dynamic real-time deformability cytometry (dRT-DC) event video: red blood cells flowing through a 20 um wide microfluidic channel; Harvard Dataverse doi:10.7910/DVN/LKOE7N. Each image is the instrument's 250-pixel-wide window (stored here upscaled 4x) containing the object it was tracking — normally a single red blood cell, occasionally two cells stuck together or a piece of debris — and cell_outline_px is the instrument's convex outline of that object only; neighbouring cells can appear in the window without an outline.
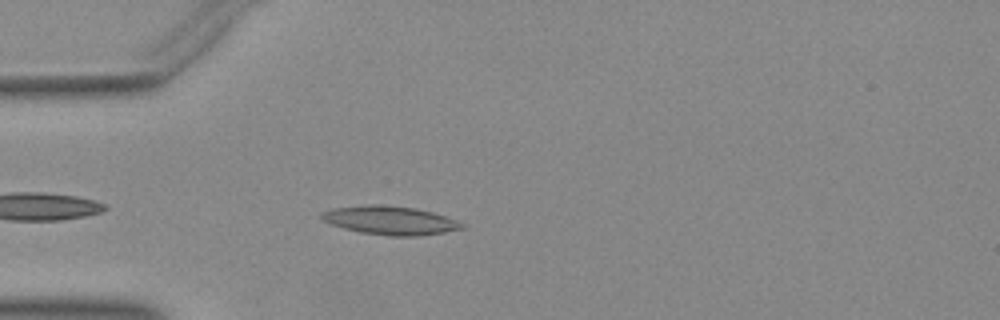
{"species": "Egyptian fruit bat (a non-hibernating species)", "species_latin": "Rousettus aegyptiacus", "temperature_condition": "warm", "stored_images_in_passage": 34, "camera_frame_rate_fps": 3000, "um_per_image_px": 0.085, "animal": {"sex": "female"}, "frame": {"image": 1, "passage_image": 4, "time_ms": 1.0, "image_size_px": [1000, 320], "cell_outline_px": [[464, 228], [444, 232], [416, 236], [388, 236], [360, 232], [344, 228], [332, 224], [324, 220], [320, 216], [320, 212], [332, 208], [364, 204], [380, 204], [416, 208], [432, 212], [456, 220], [464, 224]], "centroid_in_image_um": [33.13, 18.72], "position_along_channel_um": 51.9, "area_um2": 23.41}}
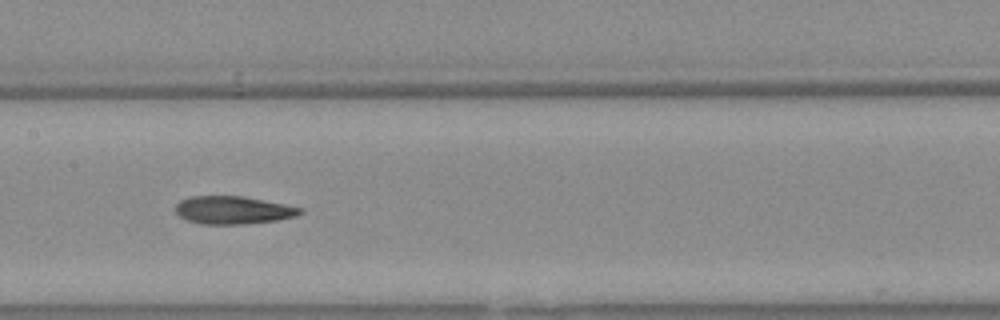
{"frame": {"image": 2, "passage_image": 15, "time_ms": 4.667, "image_size_px": [1000, 320], "cell_outline_px": [[304, 212], [296, 216], [276, 220], [244, 224], [204, 224], [188, 220], [180, 216], [176, 212], [176, 204], [180, 200], [188, 196], [244, 196], [304, 208]], "centroid_in_image_um": [19.83, 17.85], "position_along_channel_um": 187.6, "area_um2": 20.23}}
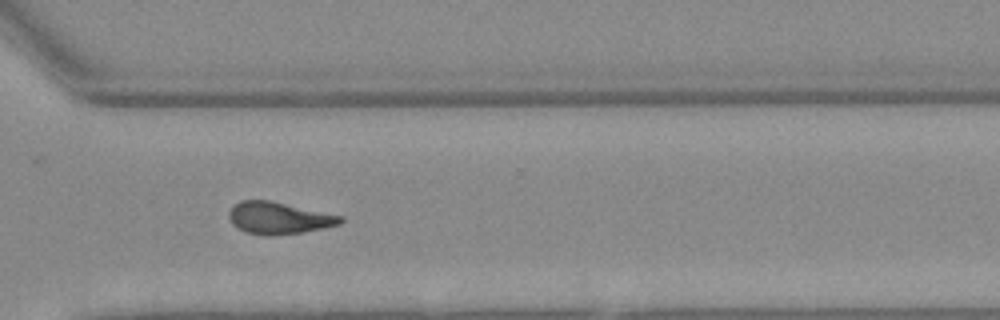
{"frame": {"image": 3, "passage_image": 27, "time_ms": 8.667, "image_size_px": [1000, 320], "cell_outline_px": [[344, 220], [340, 224], [324, 228], [304, 232], [272, 236], [268, 236], [248, 232], [232, 224], [228, 216], [228, 212], [240, 200], [268, 200], [344, 216]], "centroid_in_image_um": [23.73, 18.53], "position_along_channel_um": 346.9, "area_um2": 20.69}}